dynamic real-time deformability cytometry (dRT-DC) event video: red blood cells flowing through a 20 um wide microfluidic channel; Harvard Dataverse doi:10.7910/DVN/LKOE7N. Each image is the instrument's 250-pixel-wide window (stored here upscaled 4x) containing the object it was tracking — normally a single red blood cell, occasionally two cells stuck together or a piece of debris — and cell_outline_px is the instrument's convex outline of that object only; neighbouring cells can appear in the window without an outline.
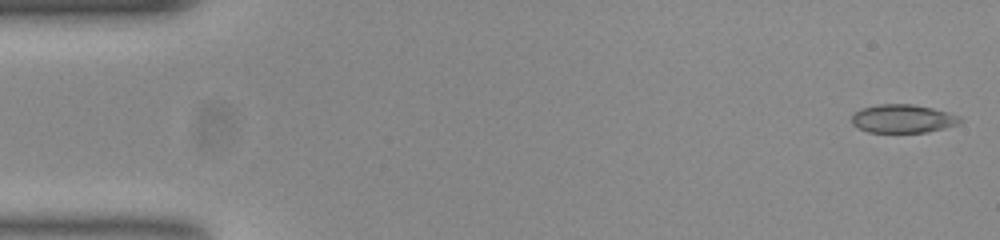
{"species": "common noctule bat (a hibernating species)", "species_latin": "Nyctalus noctula", "temperature_condition": "room temperature", "stored_images_in_passage": 53, "camera_frame_rate_fps": 3000, "um_per_image_px": 0.085, "animal": {"sex": "female", "body_mass_g": 23.0, "forearm_length_mm": 53.4}, "frame": {"image": 1, "passage_image": 1, "time_ms": 0.0, "image_size_px": [1000, 240], "cell_outline_px": [[964, 120], [960, 124], [944, 128], [924, 132], [868, 132], [852, 124], [852, 116], [860, 108], [880, 104], [912, 104], [932, 108], [948, 112], [960, 116]], "centroid_in_image_um": [76.77, 10.08], "position_along_channel_um": 8.2, "area_um2": 17.92}}
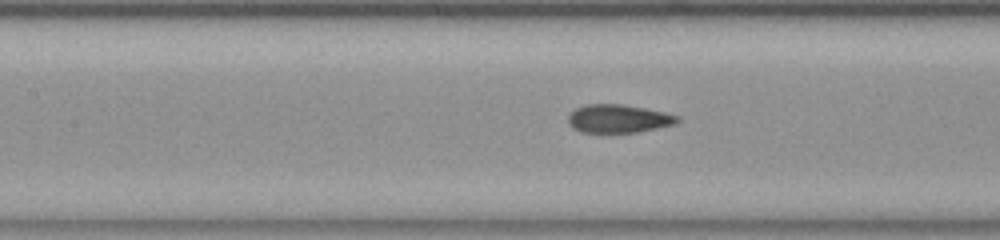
{"frame": {"image": 2, "passage_image": 23, "time_ms": 7.333, "image_size_px": [1000, 240], "cell_outline_px": [[680, 120], [676, 124], [636, 132], [580, 132], [572, 128], [568, 124], [568, 116], [576, 108], [584, 104], [624, 104], [664, 112], [680, 116]], "centroid_in_image_um": [52.56, 10.08], "position_along_channel_um": 154.8, "area_um2": 18.03}}
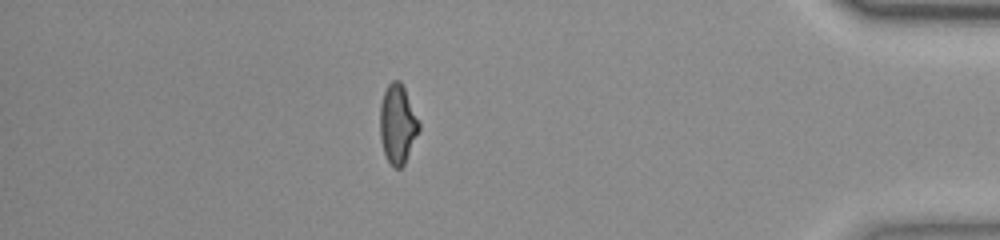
{"frame": {"image": 3, "passage_image": 46, "time_ms": 15.0, "image_size_px": [1000, 240], "cell_outline_px": [[420, 128], [404, 164], [400, 168], [396, 168], [388, 160], [384, 152], [380, 140], [380, 104], [384, 92], [388, 84], [392, 80], [400, 80], [404, 88], [420, 124]], "centroid_in_image_um": [33.78, 10.53], "position_along_channel_um": 401.4, "area_um2": 17.69}, "authors_computed_cell_mechanics": {"area_um2": 18.2648, "velocity_mm_per_s": 3.8087, "shape_relaxation_time_tau1_ms": null, "shape_relaxation_time_tau2_ms": 1.3931, "deformation_change_tau1": null, "deformation_change_tau2": 0.0542}}